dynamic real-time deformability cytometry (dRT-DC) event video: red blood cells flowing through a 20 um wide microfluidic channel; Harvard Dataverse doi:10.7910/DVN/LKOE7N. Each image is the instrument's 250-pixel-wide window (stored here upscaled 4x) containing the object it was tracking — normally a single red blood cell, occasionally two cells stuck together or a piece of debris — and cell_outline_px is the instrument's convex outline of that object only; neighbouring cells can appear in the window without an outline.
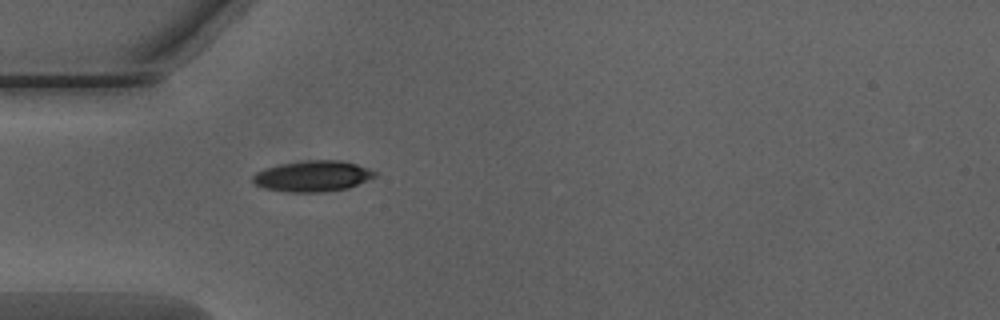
{"species": "Egyptian fruit bat (a non-hibernating species)", "species_latin": "Rousettus aegyptiacus", "temperature_condition": "warm", "stored_images_in_passage": 36, "camera_frame_rate_fps": 3000, "um_per_image_px": 0.085, "animal": {"sex": "male"}, "frame": {"image": 1, "passage_image": 1, "time_ms": 0.0, "image_size_px": [1000, 320], "cell_outline_px": [[376, 176], [348, 188], [324, 192], [292, 192], [264, 188], [256, 184], [252, 180], [252, 176], [256, 172], [264, 168], [280, 164], [304, 160], [340, 160], [356, 164], [376, 172]], "centroid_in_image_um": [26.55, 14.96], "position_along_channel_um": 58.4, "area_um2": 21.85}}
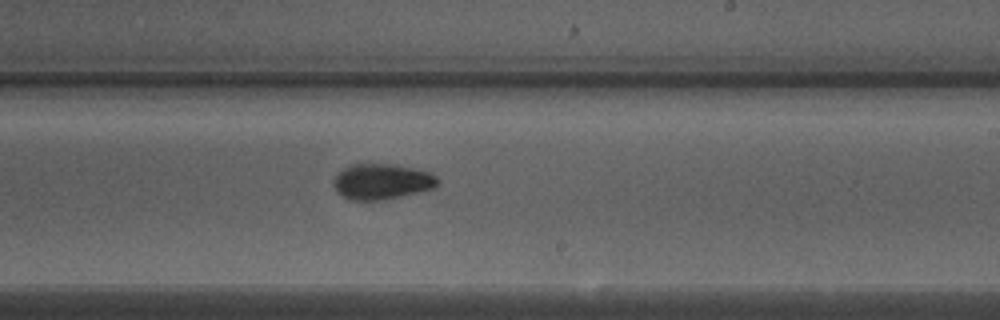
{"frame": {"image": 2, "passage_image": 16, "time_ms": 5.0, "image_size_px": [1000, 320], "cell_outline_px": [[440, 184], [432, 188], [384, 200], [348, 200], [336, 192], [332, 184], [336, 176], [348, 164], [392, 164], [432, 172], [440, 180]], "centroid_in_image_um": [32.44, 15.43], "position_along_channel_um": 256.6, "area_um2": 21.68}}
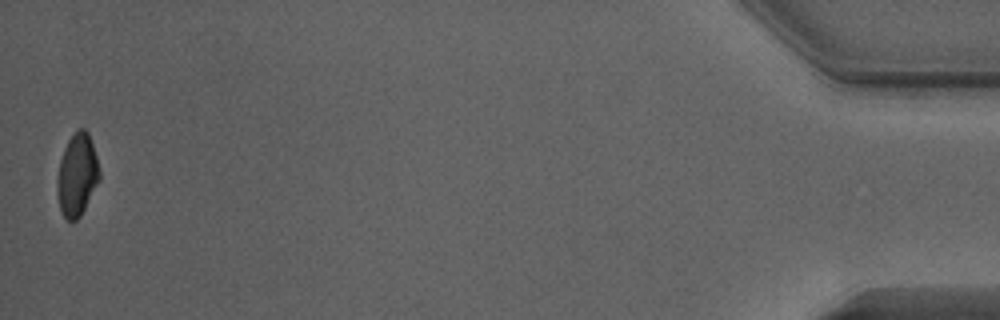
{"frame": {"image": 3, "passage_image": 36, "time_ms": 11.667, "image_size_px": [1000, 320], "cell_outline_px": [[100, 180], [80, 216], [76, 220], [68, 220], [64, 216], [60, 208], [56, 192], [56, 180], [60, 160], [64, 148], [68, 140], [80, 128], [84, 128], [88, 132], [96, 156], [100, 172]], "centroid_in_image_um": [6.54, 14.88], "position_along_channel_um": 428.7, "area_um2": 20.17}, "authors_computed_cell_mechanics": {"area_um2": 21.5305, "velocity_mm_per_s": 4.0474, "shape_relaxation_time_tau1_ms": 3.0349, "shape_relaxation_time_tau2_ms": 1.9701, "deformation_change_tau1": 0.1333, "deformation_change_tau2": 0.0638}}